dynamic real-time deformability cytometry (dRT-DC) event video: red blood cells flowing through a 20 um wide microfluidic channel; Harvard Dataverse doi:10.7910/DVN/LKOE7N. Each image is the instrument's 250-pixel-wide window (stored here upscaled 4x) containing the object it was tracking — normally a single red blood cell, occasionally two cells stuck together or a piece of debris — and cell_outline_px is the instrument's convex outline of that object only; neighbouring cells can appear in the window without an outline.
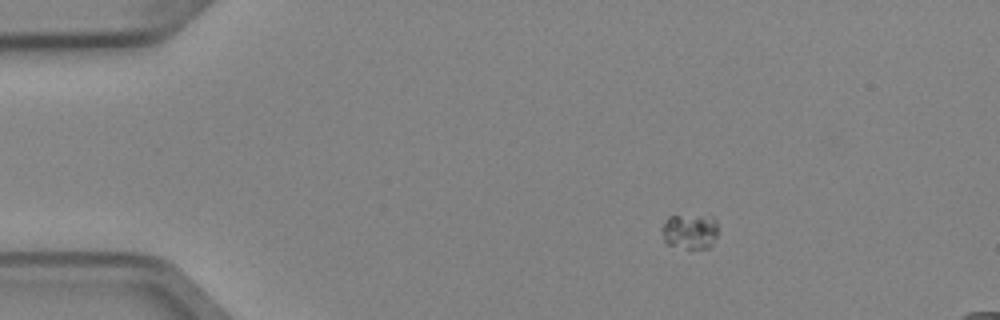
{"species": "Egyptian fruit bat (a non-hibernating species)", "species_latin": "Rousettus aegyptiacus", "temperature_condition": "cold", "stored_images_in_passage": 5, "segment_of_instrument_passage": [1, 2], "camera_frame_rate_fps": 3000, "um_per_image_px": 0.085, "animal": {"sex": "female"}, "frame": {"image": 1, "passage_image": 2, "time_ms": 0.333, "image_size_px": [1000, 320], "cell_outline_px": [[716, 236], [712, 244], [708, 248], [688, 248], [668, 244], [664, 240], [660, 228], [668, 216], [712, 216], [716, 220]], "centroid_in_image_um": [58.62, 19.66], "position_along_channel_um": 26.4, "area_um2": 11.39}}